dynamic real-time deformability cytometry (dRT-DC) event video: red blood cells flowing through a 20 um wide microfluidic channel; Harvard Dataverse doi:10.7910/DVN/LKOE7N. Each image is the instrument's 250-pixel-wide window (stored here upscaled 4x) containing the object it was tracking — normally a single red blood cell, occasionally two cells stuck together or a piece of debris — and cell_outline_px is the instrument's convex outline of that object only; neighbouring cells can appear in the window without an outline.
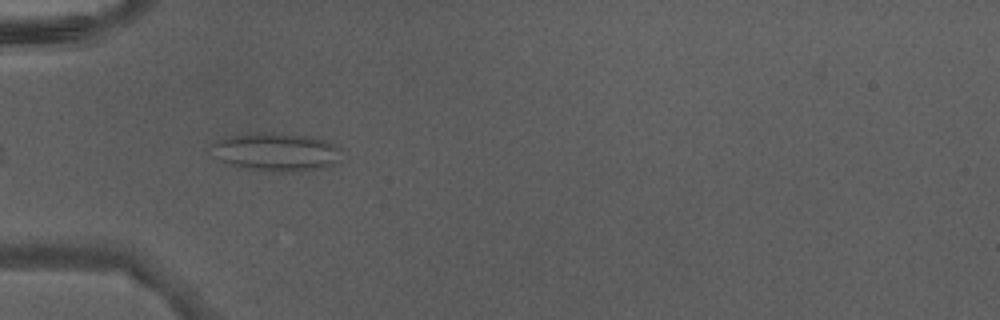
{"species": "Egyptian fruit bat (a non-hibernating species)", "species_latin": "Rousettus aegyptiacus", "temperature_condition": "warm", "stored_images_in_passage": 7, "camera_frame_rate_fps": 3000, "um_per_image_px": 0.085, "animal": {"sex": "male"}, "frame": {"image": 1, "passage_image": 3, "time_ms": 0.667, "image_size_px": [1000, 320], "cell_outline_px": [[340, 164], [324, 168], [300, 172], [264, 172], [236, 168], [212, 156], [212, 144], [224, 136], [272, 132], [308, 136], [324, 140], [340, 148]], "centroid_in_image_um": [23.46, 12.96], "position_along_channel_um": 61.5, "area_um2": 29.82}}